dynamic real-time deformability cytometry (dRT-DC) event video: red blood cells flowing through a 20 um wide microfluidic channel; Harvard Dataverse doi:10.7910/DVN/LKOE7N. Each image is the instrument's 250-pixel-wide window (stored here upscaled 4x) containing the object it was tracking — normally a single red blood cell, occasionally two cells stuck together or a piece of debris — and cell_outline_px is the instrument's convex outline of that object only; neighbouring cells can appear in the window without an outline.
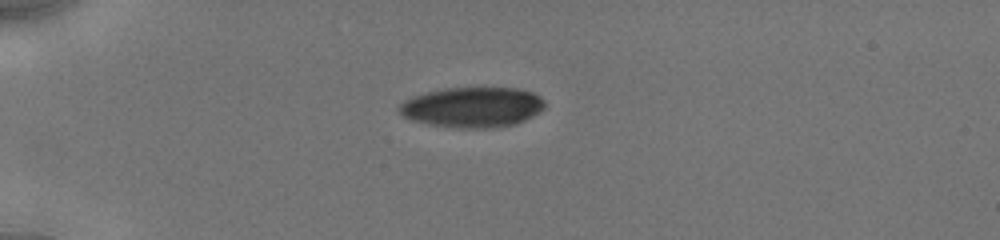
{"species": "human", "species_latin": "Homo sapiens", "temperature_condition": "cold", "stored_images_in_passage": 67, "camera_frame_rate_fps": 3000, "um_per_image_px": 0.085, "donor": {"sex": "male"}, "frame": {"image": 1, "passage_image": 29, "time_ms": 5.0, "image_size_px": [1000, 240], "cell_outline_px": [[544, 108], [540, 112], [516, 124], [496, 128], [456, 128], [428, 124], [412, 120], [404, 116], [400, 112], [400, 104], [404, 100], [412, 96], [444, 88], [520, 88], [532, 92], [540, 96], [544, 100]], "centroid_in_image_um": [40.19, 9.12], "position_along_channel_um": 44.8, "area_um2": 34.28}}
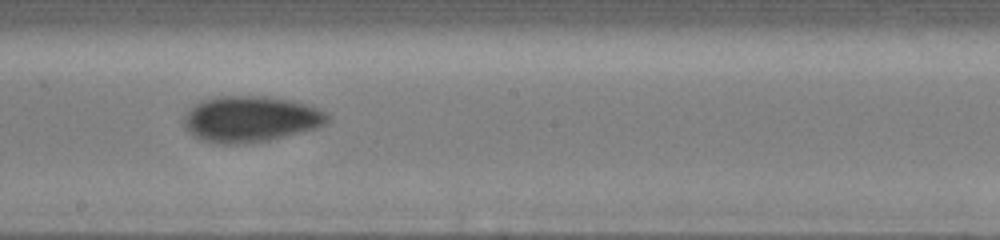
{"frame": {"image": 2, "passage_image": 45, "time_ms": 10.667, "image_size_px": [1000, 240], "cell_outline_px": [[328, 120], [324, 124], [316, 128], [268, 140], [232, 144], [224, 144], [200, 140], [192, 136], [184, 128], [184, 116], [196, 104], [204, 100], [216, 96], [264, 96], [292, 100], [316, 108], [324, 112], [328, 116]], "centroid_in_image_um": [21.25, 10.12], "position_along_channel_um": 226.9, "area_um2": 38.03}}
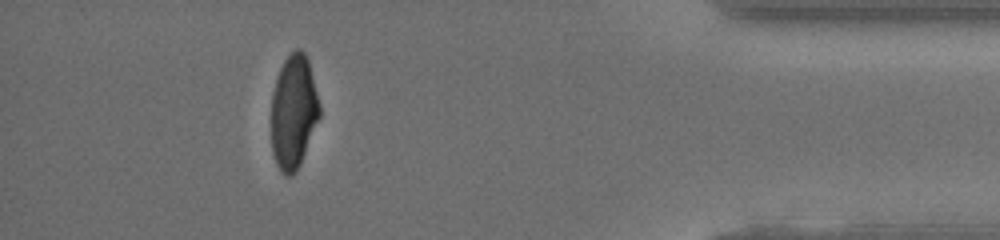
{"frame": {"image": 3, "passage_image": 62, "time_ms": 16.333, "image_size_px": [1000, 240], "cell_outline_px": [[320, 116], [300, 164], [296, 172], [292, 176], [284, 176], [280, 172], [276, 164], [272, 152], [272, 92], [276, 76], [284, 60], [296, 48], [300, 48], [304, 52], [308, 60], [320, 104]], "centroid_in_image_um": [24.94, 9.52], "position_along_channel_um": 410.3, "area_um2": 32.14}, "authors_computed_cell_mechanics": {"area_um2": 32.946, "velocity_mm_per_s": 3.9357, "shape_relaxation_time_tau1_ms": 3.9946, "shape_relaxation_time_tau2_ms": 4.4655, "deformation_change_tau1": 0.1604, "deformation_change_tau2": 0.0887}}